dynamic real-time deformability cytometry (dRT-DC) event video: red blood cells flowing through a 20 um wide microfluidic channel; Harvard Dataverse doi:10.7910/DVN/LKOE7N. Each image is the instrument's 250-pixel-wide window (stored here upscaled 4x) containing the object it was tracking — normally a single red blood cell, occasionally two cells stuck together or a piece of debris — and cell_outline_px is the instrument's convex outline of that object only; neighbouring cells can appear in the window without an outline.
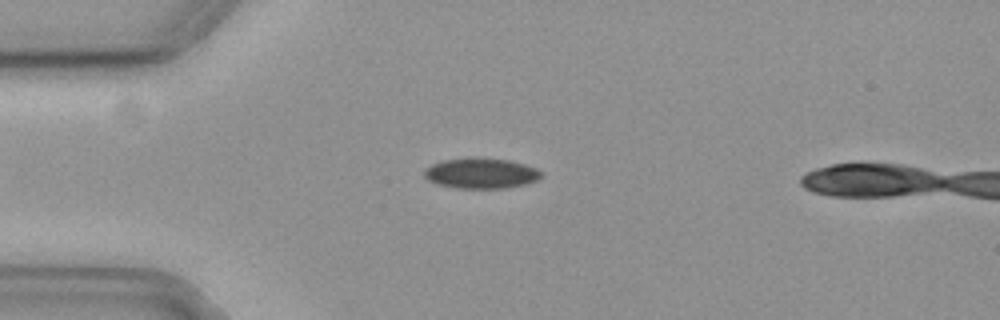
{"species": "common noctule bat (a hibernating species)", "species_latin": "Nyctalus noctula", "temperature_condition": "cold", "stored_images_in_passage": 12, "camera_frame_rate_fps": 3000, "um_per_image_px": 0.085, "animal": {"sex": "female", "body_mass_g": 19.3, "forearm_length_mm": 54.1}, "frame": {"image": 1, "passage_image": 7, "time_ms": 2.0, "image_size_px": [1000, 320], "cell_outline_px": [[544, 176], [540, 180], [524, 184], [504, 188], [456, 188], [436, 184], [428, 180], [424, 176], [424, 168], [432, 164], [444, 160], [472, 156], [508, 160], [524, 164], [536, 168], [544, 172]], "centroid_in_image_um": [40.9, 14.72], "position_along_channel_um": 44.1, "area_um2": 21.15}}